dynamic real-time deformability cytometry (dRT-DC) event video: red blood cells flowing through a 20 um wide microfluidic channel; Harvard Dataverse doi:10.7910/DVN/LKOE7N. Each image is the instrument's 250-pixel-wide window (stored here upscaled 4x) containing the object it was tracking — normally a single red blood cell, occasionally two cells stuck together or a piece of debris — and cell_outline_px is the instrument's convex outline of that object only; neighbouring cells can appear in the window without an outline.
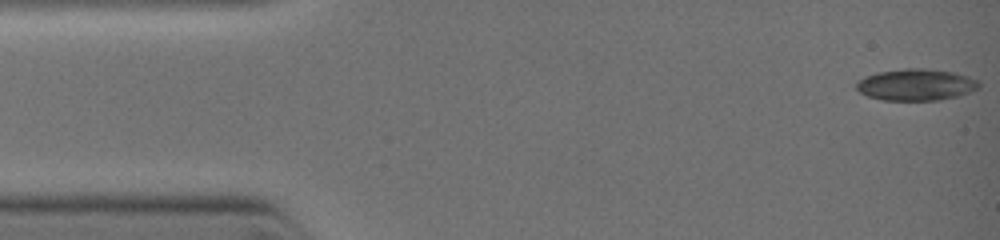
{"species": "common noctule bat (a hibernating species)", "species_latin": "Nyctalus noctula", "temperature_condition": "warm", "stored_images_in_passage": 5, "segment_of_instrument_passage": [1, 2], "camera_frame_rate_fps": 3000, "um_per_image_px": 0.085, "animal": {"sex": "female", "body_mass_g": 19.0, "forearm_length_mm": 51.5}, "frame": {"image": 1, "passage_image": 1, "time_ms": 0.0, "image_size_px": [1000, 240], "cell_outline_px": [[980, 88], [956, 96], [936, 100], [880, 100], [868, 96], [860, 92], [856, 88], [856, 84], [864, 76], [876, 72], [904, 68], [924, 68], [952, 72], [968, 76], [976, 80], [980, 84]], "centroid_in_image_um": [77.83, 7.19], "position_along_channel_um": 7.2, "area_um2": 22.48}}
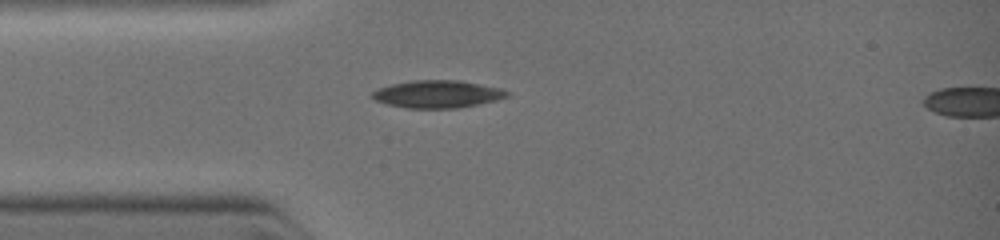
{"frame": {"image": 2, "passage_image": 4, "time_ms": 2.667, "image_size_px": [1000, 240], "cell_outline_px": [[512, 92], [508, 96], [496, 100], [456, 108], [404, 108], [388, 104], [376, 100], [372, 96], [372, 92], [380, 88], [392, 84], [416, 80], [456, 80], [504, 88]], "centroid_in_image_um": [37.24, 8.0], "position_along_channel_um": 47.8, "area_um2": 21.44}}